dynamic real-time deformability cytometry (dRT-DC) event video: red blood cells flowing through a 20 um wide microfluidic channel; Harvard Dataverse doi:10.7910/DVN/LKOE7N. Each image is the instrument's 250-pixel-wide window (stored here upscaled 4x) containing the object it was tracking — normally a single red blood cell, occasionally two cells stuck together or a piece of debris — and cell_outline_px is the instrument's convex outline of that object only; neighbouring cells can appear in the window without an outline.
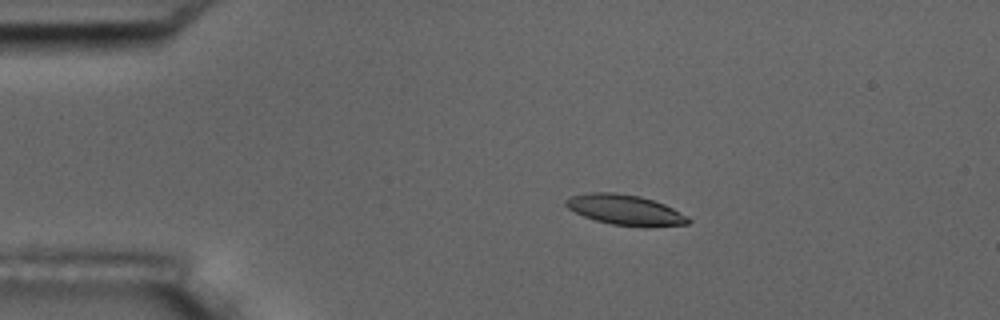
{"species": "common noctule bat (a hibernating species)", "species_latin": "Nyctalus noctula", "temperature_condition": "room temperature", "stored_images_in_passage": 4, "camera_frame_rate_fps": 3000, "um_per_image_px": 0.085, "animal": {"sex": "male", "body_mass_g": 17.5, "forearm_length_mm": 52.3}, "frame": {"image": 1, "passage_image": 2, "time_ms": 1.333, "image_size_px": [1000, 320], "cell_outline_px": [[692, 220], [688, 224], [648, 228], [612, 224], [596, 220], [584, 216], [568, 208], [564, 204], [564, 200], [568, 196], [588, 192], [616, 192], [640, 196], [664, 204], [688, 216]], "centroid_in_image_um": [53.15, 17.84], "position_along_channel_um": 31.9, "area_um2": 21.91}}
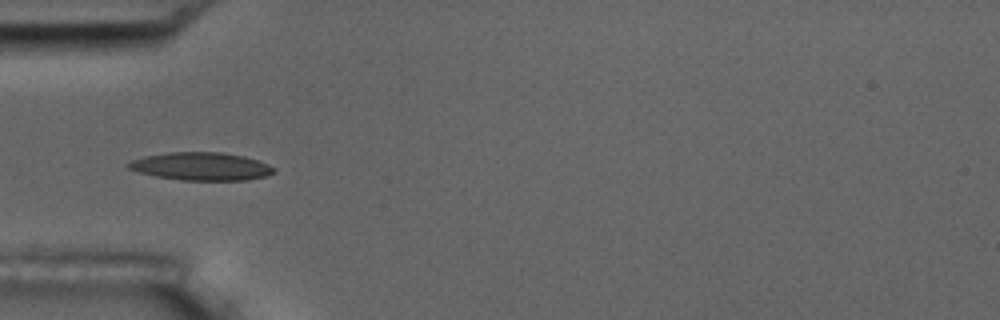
{"frame": {"image": 2, "passage_image": 4, "time_ms": 3.667, "image_size_px": [1000, 320], "cell_outline_px": [[276, 172], [268, 176], [244, 180], [180, 180], [156, 176], [140, 172], [128, 168], [124, 164], [132, 160], [144, 156], [168, 152], [224, 152], [244, 156], [268, 164], [276, 168]], "centroid_in_image_um": [17.11, 14.14], "position_along_channel_um": 67.9, "area_um2": 23.81}}